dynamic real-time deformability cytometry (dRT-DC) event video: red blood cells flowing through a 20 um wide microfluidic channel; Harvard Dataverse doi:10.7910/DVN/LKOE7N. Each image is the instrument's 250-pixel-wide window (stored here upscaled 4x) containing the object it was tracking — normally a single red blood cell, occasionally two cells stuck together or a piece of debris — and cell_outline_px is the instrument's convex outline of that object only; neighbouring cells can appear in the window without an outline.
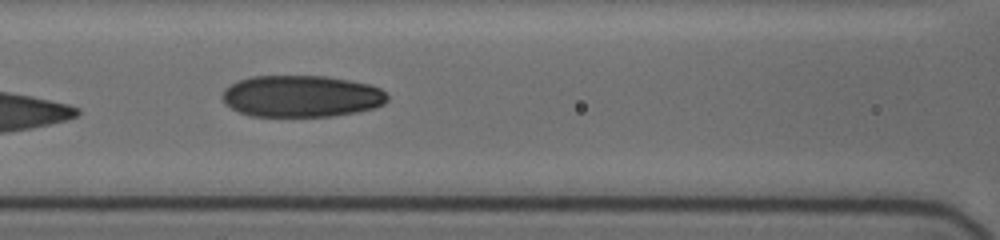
{"species": "human", "species_latin": "Homo sapiens", "temperature_condition": "cold", "stored_images_in_passage": 22, "camera_frame_rate_fps": 3000, "um_per_image_px": 0.085, "donor": {"sex": "female"}, "frame": {"image": 1, "passage_image": 7, "time_ms": 5.667, "image_size_px": [1000, 240], "cell_outline_px": [[388, 100], [384, 104], [376, 108], [356, 112], [332, 116], [252, 116], [240, 112], [232, 108], [220, 96], [224, 88], [236, 80], [252, 76], [324, 76], [348, 80], [368, 84], [380, 88], [388, 96]], "centroid_in_image_um": [25.61, 8.17], "position_along_channel_um": 141.0, "area_um2": 40.23}}
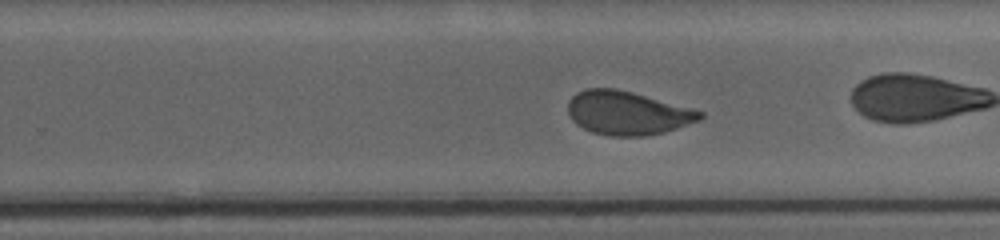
{"frame": {"image": 2, "passage_image": 13, "time_ms": 8.667, "image_size_px": [1000, 240], "cell_outline_px": [[704, 116], [700, 120], [664, 132], [644, 136], [608, 136], [592, 132], [576, 124], [572, 120], [568, 112], [568, 100], [576, 92], [584, 88], [616, 88], [632, 92], [704, 112]], "centroid_in_image_um": [53.29, 9.6], "position_along_channel_um": 276.5, "area_um2": 33.52}, "authors_computed_cell_mechanics": {"area_um2": 34.5066, "velocity_mm_per_s": 3.6499, "shape_relaxation_time_tau1_ms": 7.5311, "shape_relaxation_time_tau2_ms": null, "deformation_change_tau1": 0.1606, "deformation_change_tau2": null}}